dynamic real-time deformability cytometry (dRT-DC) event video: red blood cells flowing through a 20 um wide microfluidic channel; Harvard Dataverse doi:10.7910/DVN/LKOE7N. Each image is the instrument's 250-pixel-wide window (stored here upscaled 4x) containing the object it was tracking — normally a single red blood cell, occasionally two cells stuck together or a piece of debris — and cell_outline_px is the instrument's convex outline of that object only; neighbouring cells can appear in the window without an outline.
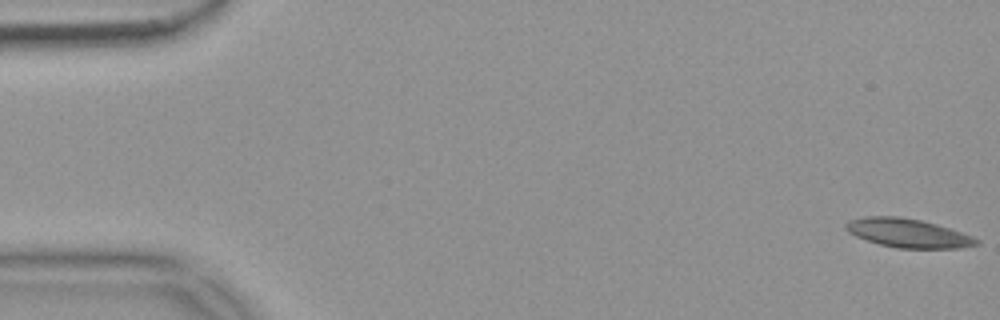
{"species": "common noctule bat (a hibernating species)", "species_latin": "Nyctalus noctula", "temperature_condition": "warm", "stored_images_in_passage": 55, "camera_frame_rate_fps": 3000, "um_per_image_px": 0.085, "animal": {"sex": "female", "body_mass_g": 18.4}, "frame": {"image": 1, "passage_image": 1, "time_ms": 0.0, "image_size_px": [1000, 320], "cell_outline_px": [[980, 244], [960, 248], [896, 248], [880, 244], [856, 236], [848, 232], [844, 228], [844, 224], [848, 220], [864, 216], [900, 216], [920, 220], [936, 224], [972, 236], [980, 240]], "centroid_in_image_um": [77.15, 19.8], "position_along_channel_um": 7.9, "area_um2": 21.91}}
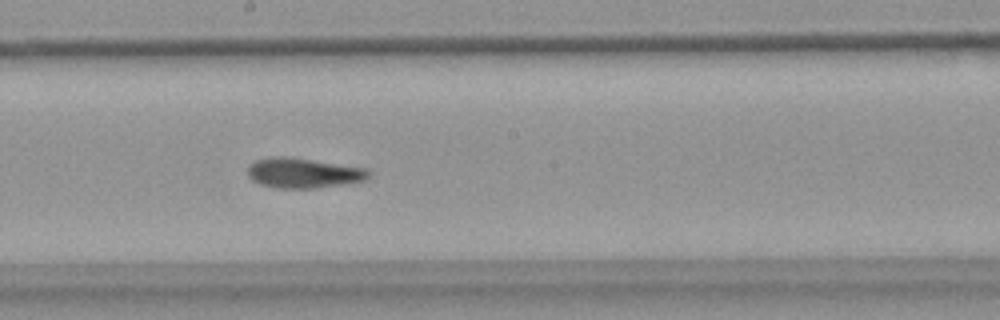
{"frame": {"image": 2, "passage_image": 30, "time_ms": 9.667, "image_size_px": [1000, 320], "cell_outline_px": [[372, 176], [368, 180], [316, 188], [276, 188], [260, 184], [252, 180], [248, 176], [248, 164], [256, 160], [272, 156], [288, 156], [368, 168], [372, 172]], "centroid_in_image_um": [25.82, 14.69], "position_along_channel_um": 222.4, "area_um2": 21.56}}
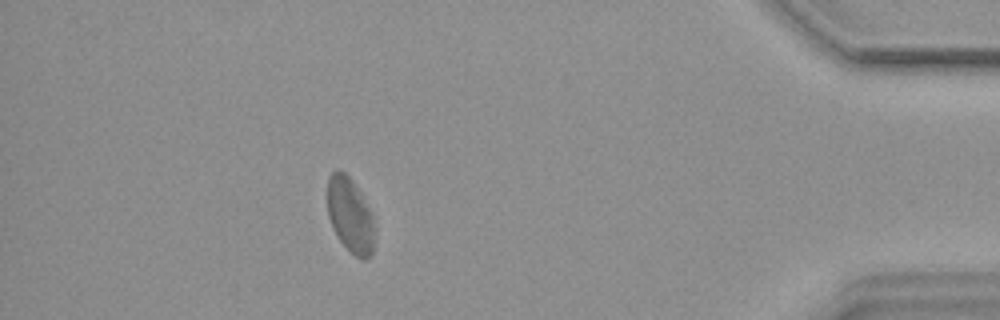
{"frame": {"image": 3, "passage_image": 49, "time_ms": 16.0, "image_size_px": [1000, 320], "cell_outline_px": [[372, 252], [364, 260], [356, 256], [340, 240], [332, 228], [328, 216], [328, 176], [336, 168], [340, 168], [352, 180], [372, 212]], "centroid_in_image_um": [29.72, 18.22], "position_along_channel_um": 405.5, "area_um2": 20.11}, "authors_computed_cell_mechanics": {"area_um2": 21.386, "velocity_mm_per_s": 3.6631, "shape_relaxation_time_tau1_ms": null, "shape_relaxation_time_tau2_ms": 5.2114, "deformation_change_tau1": null, "deformation_change_tau2": 0.1227}}